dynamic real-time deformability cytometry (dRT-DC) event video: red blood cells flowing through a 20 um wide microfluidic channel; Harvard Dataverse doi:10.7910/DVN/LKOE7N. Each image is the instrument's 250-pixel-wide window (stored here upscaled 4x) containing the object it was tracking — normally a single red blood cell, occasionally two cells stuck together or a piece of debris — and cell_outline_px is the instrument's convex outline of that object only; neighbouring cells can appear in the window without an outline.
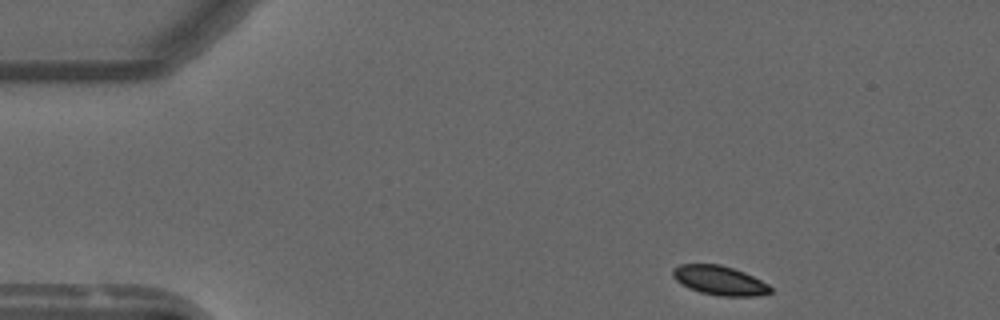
{"species": "common noctule bat (a hibernating species)", "species_latin": "Nyctalus noctula", "temperature_condition": "warm", "stored_images_in_passage": 2, "camera_frame_rate_fps": 3000, "um_per_image_px": 0.085, "animal": {"sex": "male", "forearm_length_mm": 52.5}, "frame": {"image": 1, "passage_image": 1, "time_ms": 0.0, "image_size_px": [1000, 320], "cell_outline_px": [[772, 292], [756, 296], [720, 296], [700, 292], [688, 288], [676, 280], [672, 276], [672, 268], [680, 264], [720, 264], [744, 272], [768, 284], [772, 288]], "centroid_in_image_um": [61.14, 23.83], "position_along_channel_um": 23.9, "area_um2": 16.65}}